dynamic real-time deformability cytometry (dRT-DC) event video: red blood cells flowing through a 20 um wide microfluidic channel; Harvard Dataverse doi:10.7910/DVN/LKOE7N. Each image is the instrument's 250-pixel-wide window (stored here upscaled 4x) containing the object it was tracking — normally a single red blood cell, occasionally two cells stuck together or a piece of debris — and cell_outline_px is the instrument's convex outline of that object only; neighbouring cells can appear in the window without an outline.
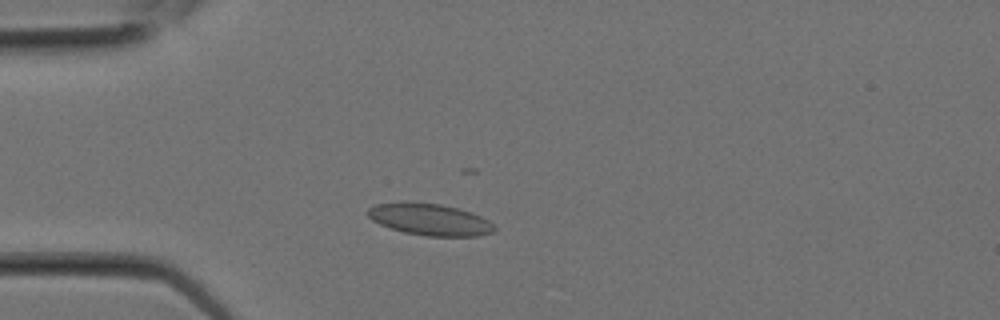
{"species": "Egyptian fruit bat (a non-hibernating species)", "species_latin": "Rousettus aegyptiacus", "temperature_condition": "room temperature", "stored_images_in_passage": 1, "camera_frame_rate_fps": 3000, "um_per_image_px": 0.085, "animal": {"sex": "female"}, "frame": {"image": 1, "passage_image": 1, "time_ms": 0.0, "image_size_px": [1000, 320], "cell_outline_px": [[496, 228], [492, 232], [476, 236], [428, 236], [404, 232], [380, 224], [372, 220], [368, 216], [368, 208], [376, 204], [440, 204], [472, 212], [488, 220]], "centroid_in_image_um": [36.58, 18.69], "position_along_channel_um": 48.4, "area_um2": 22.54}}